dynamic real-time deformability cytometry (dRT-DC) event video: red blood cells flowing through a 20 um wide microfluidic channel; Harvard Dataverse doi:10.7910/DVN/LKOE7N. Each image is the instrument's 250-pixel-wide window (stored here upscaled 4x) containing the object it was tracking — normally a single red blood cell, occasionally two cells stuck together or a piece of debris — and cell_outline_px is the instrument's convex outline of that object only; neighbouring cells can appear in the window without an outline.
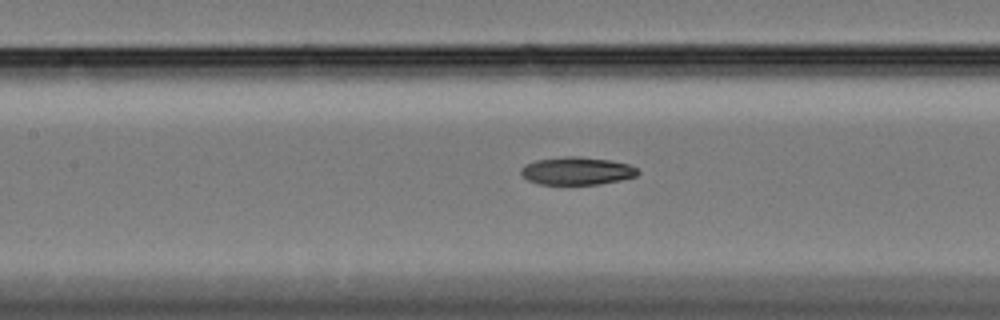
{"species": "Egyptian fruit bat (a non-hibernating species)", "species_latin": "Rousettus aegyptiacus", "temperature_condition": "cold", "stored_images_in_passage": 62, "camera_frame_rate_fps": 3000, "um_per_image_px": 0.085, "animal": {"sex": "female"}, "frame": {"image": 1, "passage_image": 29, "time_ms": 9.333, "image_size_px": [1000, 320], "cell_outline_px": [[640, 172], [636, 176], [620, 180], [600, 184], [540, 184], [528, 180], [520, 172], [520, 168], [524, 164], [536, 160], [564, 156], [580, 156], [612, 160], [628, 164], [636, 168]], "centroid_in_image_um": [49.03, 14.51], "position_along_channel_um": 158.4, "area_um2": 19.02}}
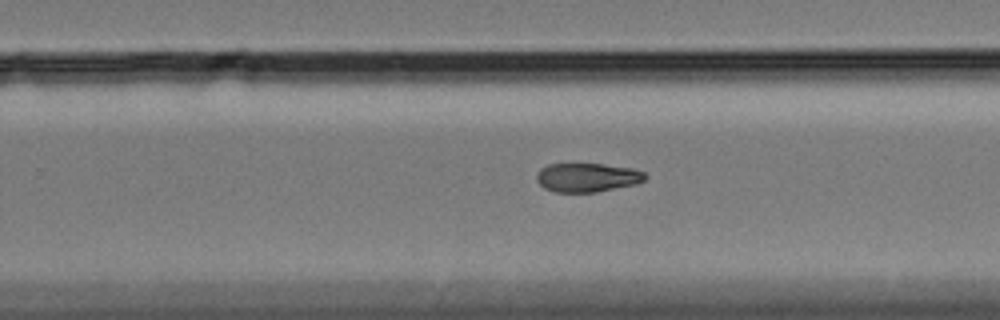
{"frame": {"image": 2, "passage_image": 40, "time_ms": 13.0, "image_size_px": [1000, 320], "cell_outline_px": [[648, 176], [644, 180], [636, 184], [596, 192], [556, 192], [544, 188], [536, 180], [536, 176], [540, 168], [548, 164], [604, 164], [632, 168], [644, 172]], "centroid_in_image_um": [49.91, 15.08], "position_along_channel_um": 279.9, "area_um2": 18.32}}
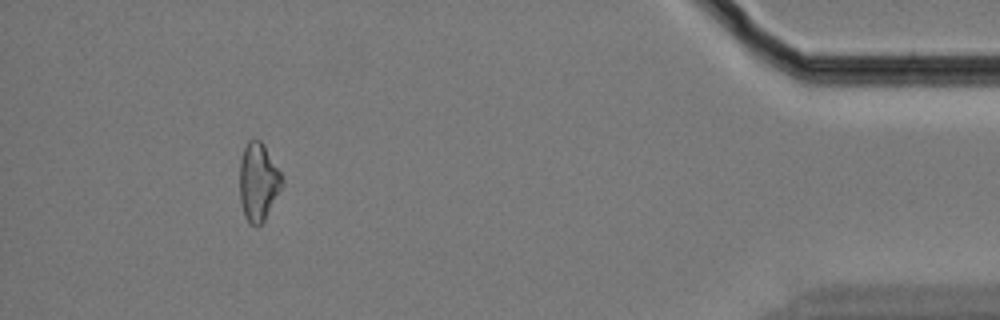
{"frame": {"image": 3, "passage_image": 57, "time_ms": 18.667, "image_size_px": [1000, 320], "cell_outline_px": [[284, 184], [264, 220], [256, 228], [244, 216], [240, 200], [240, 160], [244, 148], [248, 140], [260, 140], [264, 144], [280, 172], [284, 180]], "centroid_in_image_um": [21.96, 15.46], "position_along_channel_um": 413.2, "area_um2": 19.19}, "authors_computed_cell_mechanics": {"area_um2": 19.2474, "velocity_mm_per_s": 3.3287, "shape_relaxation_time_tau1_ms": 5.148, "shape_relaxation_time_tau2_ms": 6.0915, "deformation_change_tau1": 0.1344, "deformation_change_tau2": 0.1242}}